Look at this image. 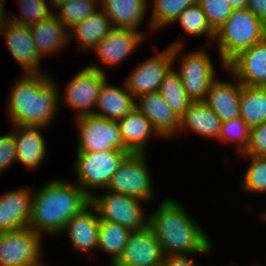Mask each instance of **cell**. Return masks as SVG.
<instances>
[{
  "mask_svg": "<svg viewBox=\"0 0 266 266\" xmlns=\"http://www.w3.org/2000/svg\"><path fill=\"white\" fill-rule=\"evenodd\" d=\"M131 232L120 224L100 219L97 250L108 254L110 264H114L122 254Z\"/></svg>",
  "mask_w": 266,
  "mask_h": 266,
  "instance_id": "29",
  "label": "cell"
},
{
  "mask_svg": "<svg viewBox=\"0 0 266 266\" xmlns=\"http://www.w3.org/2000/svg\"><path fill=\"white\" fill-rule=\"evenodd\" d=\"M231 266H237V265H235V264H231ZM253 266H261V265H259V264H254Z\"/></svg>",
  "mask_w": 266,
  "mask_h": 266,
  "instance_id": "47",
  "label": "cell"
},
{
  "mask_svg": "<svg viewBox=\"0 0 266 266\" xmlns=\"http://www.w3.org/2000/svg\"><path fill=\"white\" fill-rule=\"evenodd\" d=\"M44 236L30 227L0 232V266H28L46 263Z\"/></svg>",
  "mask_w": 266,
  "mask_h": 266,
  "instance_id": "9",
  "label": "cell"
},
{
  "mask_svg": "<svg viewBox=\"0 0 266 266\" xmlns=\"http://www.w3.org/2000/svg\"><path fill=\"white\" fill-rule=\"evenodd\" d=\"M42 126H14L16 161L28 171L38 170L47 158V141Z\"/></svg>",
  "mask_w": 266,
  "mask_h": 266,
  "instance_id": "18",
  "label": "cell"
},
{
  "mask_svg": "<svg viewBox=\"0 0 266 266\" xmlns=\"http://www.w3.org/2000/svg\"><path fill=\"white\" fill-rule=\"evenodd\" d=\"M77 135L75 152H102L108 150H125L117 121L108 120L93 114L74 118Z\"/></svg>",
  "mask_w": 266,
  "mask_h": 266,
  "instance_id": "10",
  "label": "cell"
},
{
  "mask_svg": "<svg viewBox=\"0 0 266 266\" xmlns=\"http://www.w3.org/2000/svg\"><path fill=\"white\" fill-rule=\"evenodd\" d=\"M247 160V170H244L240 189L245 194L266 193V157L240 156Z\"/></svg>",
  "mask_w": 266,
  "mask_h": 266,
  "instance_id": "33",
  "label": "cell"
},
{
  "mask_svg": "<svg viewBox=\"0 0 266 266\" xmlns=\"http://www.w3.org/2000/svg\"><path fill=\"white\" fill-rule=\"evenodd\" d=\"M0 195V232L29 227L32 188L22 186Z\"/></svg>",
  "mask_w": 266,
  "mask_h": 266,
  "instance_id": "20",
  "label": "cell"
},
{
  "mask_svg": "<svg viewBox=\"0 0 266 266\" xmlns=\"http://www.w3.org/2000/svg\"><path fill=\"white\" fill-rule=\"evenodd\" d=\"M36 190H32L29 227L41 236L58 237L67 222L91 203L78 184L62 177L46 181Z\"/></svg>",
  "mask_w": 266,
  "mask_h": 266,
  "instance_id": "3",
  "label": "cell"
},
{
  "mask_svg": "<svg viewBox=\"0 0 266 266\" xmlns=\"http://www.w3.org/2000/svg\"><path fill=\"white\" fill-rule=\"evenodd\" d=\"M107 79L99 91L93 115L112 121H118L136 107V99L121 85L109 83Z\"/></svg>",
  "mask_w": 266,
  "mask_h": 266,
  "instance_id": "23",
  "label": "cell"
},
{
  "mask_svg": "<svg viewBox=\"0 0 266 266\" xmlns=\"http://www.w3.org/2000/svg\"><path fill=\"white\" fill-rule=\"evenodd\" d=\"M164 254L161 246L147 226L132 231L115 266H162Z\"/></svg>",
  "mask_w": 266,
  "mask_h": 266,
  "instance_id": "16",
  "label": "cell"
},
{
  "mask_svg": "<svg viewBox=\"0 0 266 266\" xmlns=\"http://www.w3.org/2000/svg\"><path fill=\"white\" fill-rule=\"evenodd\" d=\"M228 75L249 87H266V37L239 52L227 64Z\"/></svg>",
  "mask_w": 266,
  "mask_h": 266,
  "instance_id": "14",
  "label": "cell"
},
{
  "mask_svg": "<svg viewBox=\"0 0 266 266\" xmlns=\"http://www.w3.org/2000/svg\"><path fill=\"white\" fill-rule=\"evenodd\" d=\"M28 266H48L46 263H36V264H31Z\"/></svg>",
  "mask_w": 266,
  "mask_h": 266,
  "instance_id": "46",
  "label": "cell"
},
{
  "mask_svg": "<svg viewBox=\"0 0 266 266\" xmlns=\"http://www.w3.org/2000/svg\"><path fill=\"white\" fill-rule=\"evenodd\" d=\"M146 33L151 34V32L137 31L130 28H114L91 50V52H95L94 55L97 56L99 63H88L87 66L105 74H107V70L102 67L119 68V65H122L125 60L127 61L128 57H131L141 44L148 39Z\"/></svg>",
  "mask_w": 266,
  "mask_h": 266,
  "instance_id": "12",
  "label": "cell"
},
{
  "mask_svg": "<svg viewBox=\"0 0 266 266\" xmlns=\"http://www.w3.org/2000/svg\"><path fill=\"white\" fill-rule=\"evenodd\" d=\"M238 156H263L266 157V121L250 128V139L247 149Z\"/></svg>",
  "mask_w": 266,
  "mask_h": 266,
  "instance_id": "39",
  "label": "cell"
},
{
  "mask_svg": "<svg viewBox=\"0 0 266 266\" xmlns=\"http://www.w3.org/2000/svg\"><path fill=\"white\" fill-rule=\"evenodd\" d=\"M190 256L196 255H164L162 266H199Z\"/></svg>",
  "mask_w": 266,
  "mask_h": 266,
  "instance_id": "40",
  "label": "cell"
},
{
  "mask_svg": "<svg viewBox=\"0 0 266 266\" xmlns=\"http://www.w3.org/2000/svg\"><path fill=\"white\" fill-rule=\"evenodd\" d=\"M266 37V24L248 8L234 9L227 20L215 30L214 42L221 68L239 52L257 44Z\"/></svg>",
  "mask_w": 266,
  "mask_h": 266,
  "instance_id": "4",
  "label": "cell"
},
{
  "mask_svg": "<svg viewBox=\"0 0 266 266\" xmlns=\"http://www.w3.org/2000/svg\"><path fill=\"white\" fill-rule=\"evenodd\" d=\"M232 79H220L211 84L204 102L219 116L222 122L239 117L241 83Z\"/></svg>",
  "mask_w": 266,
  "mask_h": 266,
  "instance_id": "24",
  "label": "cell"
},
{
  "mask_svg": "<svg viewBox=\"0 0 266 266\" xmlns=\"http://www.w3.org/2000/svg\"><path fill=\"white\" fill-rule=\"evenodd\" d=\"M158 92L180 119L193 102L186 93L180 76L173 68L163 79Z\"/></svg>",
  "mask_w": 266,
  "mask_h": 266,
  "instance_id": "32",
  "label": "cell"
},
{
  "mask_svg": "<svg viewBox=\"0 0 266 266\" xmlns=\"http://www.w3.org/2000/svg\"><path fill=\"white\" fill-rule=\"evenodd\" d=\"M52 75L49 72L21 73L16 77L5 103L9 125L48 128L53 124L59 114L60 86Z\"/></svg>",
  "mask_w": 266,
  "mask_h": 266,
  "instance_id": "1",
  "label": "cell"
},
{
  "mask_svg": "<svg viewBox=\"0 0 266 266\" xmlns=\"http://www.w3.org/2000/svg\"><path fill=\"white\" fill-rule=\"evenodd\" d=\"M148 215V227L156 236L164 255H206L213 240L196 223L185 206L174 198L161 200Z\"/></svg>",
  "mask_w": 266,
  "mask_h": 266,
  "instance_id": "2",
  "label": "cell"
},
{
  "mask_svg": "<svg viewBox=\"0 0 266 266\" xmlns=\"http://www.w3.org/2000/svg\"><path fill=\"white\" fill-rule=\"evenodd\" d=\"M117 122L122 142L131 153H148L150 141L162 138L136 107Z\"/></svg>",
  "mask_w": 266,
  "mask_h": 266,
  "instance_id": "25",
  "label": "cell"
},
{
  "mask_svg": "<svg viewBox=\"0 0 266 266\" xmlns=\"http://www.w3.org/2000/svg\"><path fill=\"white\" fill-rule=\"evenodd\" d=\"M247 8L266 24V0H248Z\"/></svg>",
  "mask_w": 266,
  "mask_h": 266,
  "instance_id": "41",
  "label": "cell"
},
{
  "mask_svg": "<svg viewBox=\"0 0 266 266\" xmlns=\"http://www.w3.org/2000/svg\"><path fill=\"white\" fill-rule=\"evenodd\" d=\"M37 53L43 59L59 55L69 44V31L55 14L29 26Z\"/></svg>",
  "mask_w": 266,
  "mask_h": 266,
  "instance_id": "22",
  "label": "cell"
},
{
  "mask_svg": "<svg viewBox=\"0 0 266 266\" xmlns=\"http://www.w3.org/2000/svg\"><path fill=\"white\" fill-rule=\"evenodd\" d=\"M174 23H178L184 33L188 36L194 37H206V46H212L215 37V30L209 24L206 15L202 7L196 2L195 4L188 6L177 18Z\"/></svg>",
  "mask_w": 266,
  "mask_h": 266,
  "instance_id": "30",
  "label": "cell"
},
{
  "mask_svg": "<svg viewBox=\"0 0 266 266\" xmlns=\"http://www.w3.org/2000/svg\"><path fill=\"white\" fill-rule=\"evenodd\" d=\"M114 29L107 15L99 8L69 30V43L73 40L78 51L90 52Z\"/></svg>",
  "mask_w": 266,
  "mask_h": 266,
  "instance_id": "27",
  "label": "cell"
},
{
  "mask_svg": "<svg viewBox=\"0 0 266 266\" xmlns=\"http://www.w3.org/2000/svg\"><path fill=\"white\" fill-rule=\"evenodd\" d=\"M148 153H129L113 175L108 191L154 202V179L147 161Z\"/></svg>",
  "mask_w": 266,
  "mask_h": 266,
  "instance_id": "7",
  "label": "cell"
},
{
  "mask_svg": "<svg viewBox=\"0 0 266 266\" xmlns=\"http://www.w3.org/2000/svg\"><path fill=\"white\" fill-rule=\"evenodd\" d=\"M108 74L89 66L80 69L77 74L65 83L63 93L59 88V105L64 102L65 106L75 111L74 118L92 114L96 106L99 91Z\"/></svg>",
  "mask_w": 266,
  "mask_h": 266,
  "instance_id": "11",
  "label": "cell"
},
{
  "mask_svg": "<svg viewBox=\"0 0 266 266\" xmlns=\"http://www.w3.org/2000/svg\"><path fill=\"white\" fill-rule=\"evenodd\" d=\"M239 117L250 127L266 121V87H249L241 84Z\"/></svg>",
  "mask_w": 266,
  "mask_h": 266,
  "instance_id": "28",
  "label": "cell"
},
{
  "mask_svg": "<svg viewBox=\"0 0 266 266\" xmlns=\"http://www.w3.org/2000/svg\"><path fill=\"white\" fill-rule=\"evenodd\" d=\"M136 108L151 122L162 139L178 137L180 118L170 109L162 95L157 92L136 98Z\"/></svg>",
  "mask_w": 266,
  "mask_h": 266,
  "instance_id": "19",
  "label": "cell"
},
{
  "mask_svg": "<svg viewBox=\"0 0 266 266\" xmlns=\"http://www.w3.org/2000/svg\"><path fill=\"white\" fill-rule=\"evenodd\" d=\"M99 222L97 209L90 203L67 222L59 238L65 233L69 237L71 248L77 254L97 250Z\"/></svg>",
  "mask_w": 266,
  "mask_h": 266,
  "instance_id": "17",
  "label": "cell"
},
{
  "mask_svg": "<svg viewBox=\"0 0 266 266\" xmlns=\"http://www.w3.org/2000/svg\"><path fill=\"white\" fill-rule=\"evenodd\" d=\"M179 41H174L171 46L173 69L180 76L184 89L192 101H204L211 84L217 79L215 65L207 49L200 47L196 50L184 51V37L178 34ZM205 48V49H204ZM180 64L178 68L175 62Z\"/></svg>",
  "mask_w": 266,
  "mask_h": 266,
  "instance_id": "5",
  "label": "cell"
},
{
  "mask_svg": "<svg viewBox=\"0 0 266 266\" xmlns=\"http://www.w3.org/2000/svg\"><path fill=\"white\" fill-rule=\"evenodd\" d=\"M202 7L211 27L216 30L232 14V8L226 0H197Z\"/></svg>",
  "mask_w": 266,
  "mask_h": 266,
  "instance_id": "37",
  "label": "cell"
},
{
  "mask_svg": "<svg viewBox=\"0 0 266 266\" xmlns=\"http://www.w3.org/2000/svg\"><path fill=\"white\" fill-rule=\"evenodd\" d=\"M11 127H13L11 131L0 136V174L11 168L12 164L17 163L14 126Z\"/></svg>",
  "mask_w": 266,
  "mask_h": 266,
  "instance_id": "38",
  "label": "cell"
},
{
  "mask_svg": "<svg viewBox=\"0 0 266 266\" xmlns=\"http://www.w3.org/2000/svg\"><path fill=\"white\" fill-rule=\"evenodd\" d=\"M19 14L8 13V20L19 25L30 26L54 14L48 0H17Z\"/></svg>",
  "mask_w": 266,
  "mask_h": 266,
  "instance_id": "35",
  "label": "cell"
},
{
  "mask_svg": "<svg viewBox=\"0 0 266 266\" xmlns=\"http://www.w3.org/2000/svg\"><path fill=\"white\" fill-rule=\"evenodd\" d=\"M173 68L171 46L138 63L127 75L124 83L127 90L138 98L141 95L157 92L165 76Z\"/></svg>",
  "mask_w": 266,
  "mask_h": 266,
  "instance_id": "13",
  "label": "cell"
},
{
  "mask_svg": "<svg viewBox=\"0 0 266 266\" xmlns=\"http://www.w3.org/2000/svg\"><path fill=\"white\" fill-rule=\"evenodd\" d=\"M51 6V9L56 11L57 8H59L61 5L69 2L70 0H48Z\"/></svg>",
  "mask_w": 266,
  "mask_h": 266,
  "instance_id": "44",
  "label": "cell"
},
{
  "mask_svg": "<svg viewBox=\"0 0 266 266\" xmlns=\"http://www.w3.org/2000/svg\"><path fill=\"white\" fill-rule=\"evenodd\" d=\"M0 35L5 38L12 58L22 68L23 73H47L40 68L42 59L33 43L29 26L15 24L8 20L0 28Z\"/></svg>",
  "mask_w": 266,
  "mask_h": 266,
  "instance_id": "15",
  "label": "cell"
},
{
  "mask_svg": "<svg viewBox=\"0 0 266 266\" xmlns=\"http://www.w3.org/2000/svg\"><path fill=\"white\" fill-rule=\"evenodd\" d=\"M5 0H0V28L3 26L4 23L8 21V12L5 8Z\"/></svg>",
  "mask_w": 266,
  "mask_h": 266,
  "instance_id": "42",
  "label": "cell"
},
{
  "mask_svg": "<svg viewBox=\"0 0 266 266\" xmlns=\"http://www.w3.org/2000/svg\"><path fill=\"white\" fill-rule=\"evenodd\" d=\"M131 152L115 149L102 152H76L73 181L91 198L108 187L124 158ZM97 190V191H96Z\"/></svg>",
  "mask_w": 266,
  "mask_h": 266,
  "instance_id": "6",
  "label": "cell"
},
{
  "mask_svg": "<svg viewBox=\"0 0 266 266\" xmlns=\"http://www.w3.org/2000/svg\"><path fill=\"white\" fill-rule=\"evenodd\" d=\"M103 191L104 193H95L91 197V204L97 209L101 220L120 224L131 231L148 226V214L143 207L146 202L107 189Z\"/></svg>",
  "mask_w": 266,
  "mask_h": 266,
  "instance_id": "8",
  "label": "cell"
},
{
  "mask_svg": "<svg viewBox=\"0 0 266 266\" xmlns=\"http://www.w3.org/2000/svg\"><path fill=\"white\" fill-rule=\"evenodd\" d=\"M259 217H261V219H262L263 221H266V211L261 212V214L259 215Z\"/></svg>",
  "mask_w": 266,
  "mask_h": 266,
  "instance_id": "45",
  "label": "cell"
},
{
  "mask_svg": "<svg viewBox=\"0 0 266 266\" xmlns=\"http://www.w3.org/2000/svg\"><path fill=\"white\" fill-rule=\"evenodd\" d=\"M100 7V0H70L57 8L54 14L69 31L80 21L94 14Z\"/></svg>",
  "mask_w": 266,
  "mask_h": 266,
  "instance_id": "34",
  "label": "cell"
},
{
  "mask_svg": "<svg viewBox=\"0 0 266 266\" xmlns=\"http://www.w3.org/2000/svg\"><path fill=\"white\" fill-rule=\"evenodd\" d=\"M149 14L151 34L160 32V29L173 24L178 16L197 0H152ZM152 12V13H151Z\"/></svg>",
  "mask_w": 266,
  "mask_h": 266,
  "instance_id": "31",
  "label": "cell"
},
{
  "mask_svg": "<svg viewBox=\"0 0 266 266\" xmlns=\"http://www.w3.org/2000/svg\"><path fill=\"white\" fill-rule=\"evenodd\" d=\"M150 4V0H100V9L110 19L114 28L139 31L148 21L146 29L147 32H151L148 13Z\"/></svg>",
  "mask_w": 266,
  "mask_h": 266,
  "instance_id": "21",
  "label": "cell"
},
{
  "mask_svg": "<svg viewBox=\"0 0 266 266\" xmlns=\"http://www.w3.org/2000/svg\"><path fill=\"white\" fill-rule=\"evenodd\" d=\"M249 139L250 127L240 117L222 122L218 140L224 144L232 143L237 155L245 152Z\"/></svg>",
  "mask_w": 266,
  "mask_h": 266,
  "instance_id": "36",
  "label": "cell"
},
{
  "mask_svg": "<svg viewBox=\"0 0 266 266\" xmlns=\"http://www.w3.org/2000/svg\"><path fill=\"white\" fill-rule=\"evenodd\" d=\"M221 124L219 116L204 101H193L180 119L178 134L192 132L203 139L218 141Z\"/></svg>",
  "mask_w": 266,
  "mask_h": 266,
  "instance_id": "26",
  "label": "cell"
},
{
  "mask_svg": "<svg viewBox=\"0 0 266 266\" xmlns=\"http://www.w3.org/2000/svg\"><path fill=\"white\" fill-rule=\"evenodd\" d=\"M231 8L234 9H242L247 8L248 0H226Z\"/></svg>",
  "mask_w": 266,
  "mask_h": 266,
  "instance_id": "43",
  "label": "cell"
}]
</instances>
